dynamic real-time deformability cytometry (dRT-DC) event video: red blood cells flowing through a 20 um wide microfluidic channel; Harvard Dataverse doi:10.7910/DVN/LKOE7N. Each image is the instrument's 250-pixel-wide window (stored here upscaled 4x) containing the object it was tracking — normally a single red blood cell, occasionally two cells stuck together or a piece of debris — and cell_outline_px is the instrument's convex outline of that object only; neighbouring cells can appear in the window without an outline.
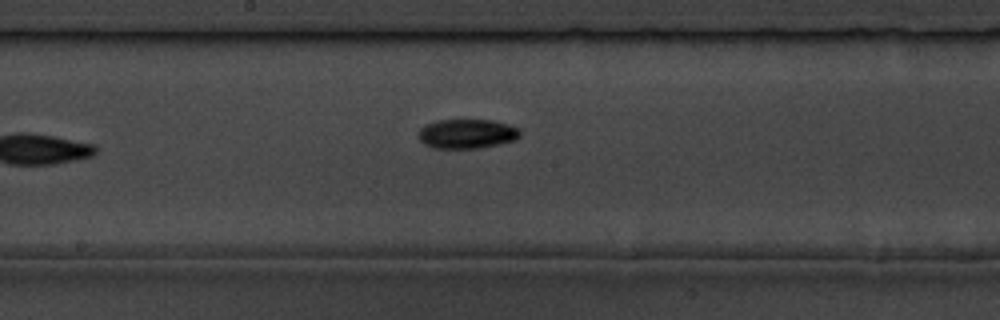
{"species": "common noctule bat (a hibernating species)", "species_latin": "Nyctalus noctula", "temperature_condition": "room temperature", "stored_images_in_passage": 7, "camera_frame_rate_fps": 3000, "um_per_image_px": 0.085, "animal": {"sex": "male", "body_mass_g": 19.5, "forearm_length_mm": 54.6}, "frame": {"image": 1, "passage_image": 7, "time_ms": 7.0, "image_size_px": [1000, 320], "cell_outline_px": [[520, 136], [516, 140], [500, 144], [476, 148], [432, 148], [424, 144], [416, 136], [420, 128], [424, 124], [436, 120], [492, 120], [508, 124], [520, 128]], "centroid_in_image_um": [39.67, 11.37], "position_along_channel_um": 208.5, "area_um2": 17.69}}